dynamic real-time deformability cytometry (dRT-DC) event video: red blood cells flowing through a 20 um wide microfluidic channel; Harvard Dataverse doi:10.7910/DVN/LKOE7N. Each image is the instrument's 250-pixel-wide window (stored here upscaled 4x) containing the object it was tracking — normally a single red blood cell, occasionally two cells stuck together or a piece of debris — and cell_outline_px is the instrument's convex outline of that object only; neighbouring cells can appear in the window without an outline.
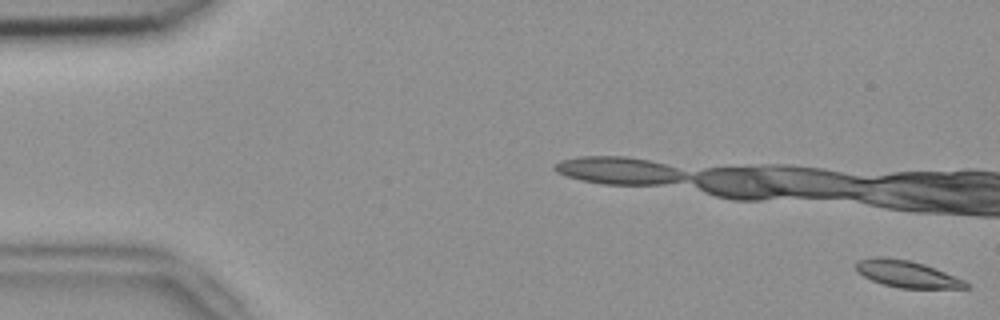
{"species": "common noctule bat (a hibernating species)", "species_latin": "Nyctalus noctula", "temperature_condition": "room temperature", "stored_images_in_passage": 12, "camera_frame_rate_fps": 3000, "um_per_image_px": 0.085, "animal": {"sex": "female", "body_mass_g": 18.4}, "frame": {"image": 1, "passage_image": 1, "time_ms": 0.0, "image_size_px": [1000, 320], "cell_outline_px": [[968, 288], [900, 288], [880, 284], [856, 272], [856, 260], [872, 256], [880, 256], [908, 260], [924, 264], [936, 268], [964, 280], [968, 284]], "centroid_in_image_um": [77.03, 23.28], "position_along_channel_um": 8.0, "area_um2": 17.28}}